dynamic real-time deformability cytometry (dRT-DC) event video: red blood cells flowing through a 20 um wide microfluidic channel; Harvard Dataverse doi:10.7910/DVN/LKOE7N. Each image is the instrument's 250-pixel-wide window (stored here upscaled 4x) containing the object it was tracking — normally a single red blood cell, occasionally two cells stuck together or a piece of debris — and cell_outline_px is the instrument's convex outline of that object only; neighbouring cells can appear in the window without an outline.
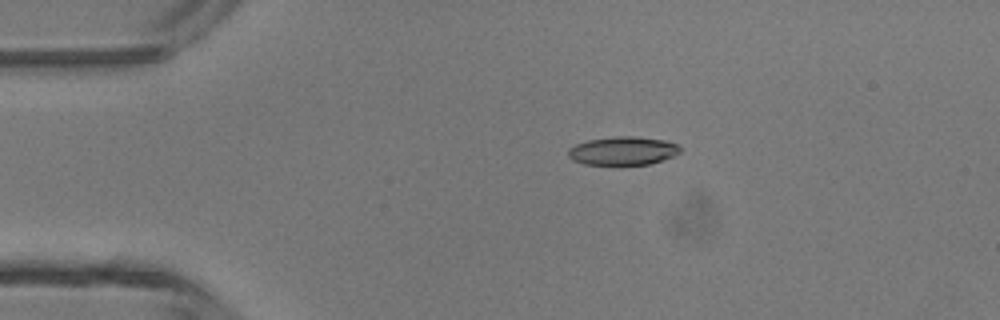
{"species": "common noctule bat (a hibernating species)", "species_latin": "Nyctalus noctula", "temperature_condition": "room temperature", "stored_images_in_passage": 2, "camera_frame_rate_fps": 3000, "um_per_image_px": 0.085, "animal": {"sex": "male", "body_mass_g": 13.3}, "frame": {"image": 1, "passage_image": 1, "time_ms": 0.0, "image_size_px": [1000, 320], "cell_outline_px": [[680, 152], [672, 156], [648, 164], [620, 168], [584, 164], [572, 160], [568, 156], [568, 148], [576, 144], [588, 140], [616, 136], [636, 136], [664, 140], [676, 144], [680, 148]], "centroid_in_image_um": [52.88, 12.87], "position_along_channel_um": 32.1, "area_um2": 19.25}}